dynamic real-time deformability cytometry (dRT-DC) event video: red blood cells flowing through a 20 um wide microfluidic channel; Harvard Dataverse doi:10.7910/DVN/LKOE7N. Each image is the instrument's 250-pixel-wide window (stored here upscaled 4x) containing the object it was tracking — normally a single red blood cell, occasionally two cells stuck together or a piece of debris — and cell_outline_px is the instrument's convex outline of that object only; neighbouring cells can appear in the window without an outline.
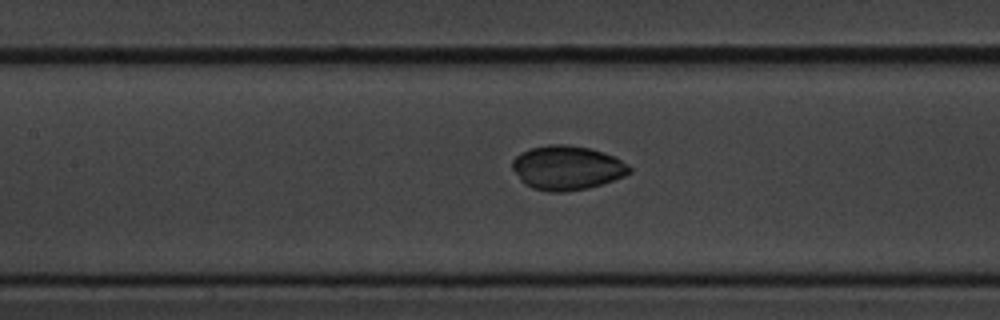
{"species": "common noctule bat (a hibernating species)", "species_latin": "Nyctalus noctula", "temperature_condition": "cold", "stored_images_in_passage": 48, "camera_frame_rate_fps": 3000, "um_per_image_px": 0.085, "animal": {"sex": "male", "body_mass_g": 20.1, "forearm_length_mm": 53.5}, "frame": {"image": 1, "passage_image": 18, "time_ms": 5.667, "image_size_px": [1000, 320], "cell_outline_px": [[632, 172], [624, 176], [588, 188], [564, 192], [548, 192], [532, 188], [524, 184], [512, 168], [512, 160], [520, 152], [532, 148], [548, 144], [568, 144], [592, 148], [616, 156], [628, 164], [632, 168]], "centroid_in_image_um": [48.21, 14.25], "position_along_channel_um": 159.2, "area_um2": 30.46}}
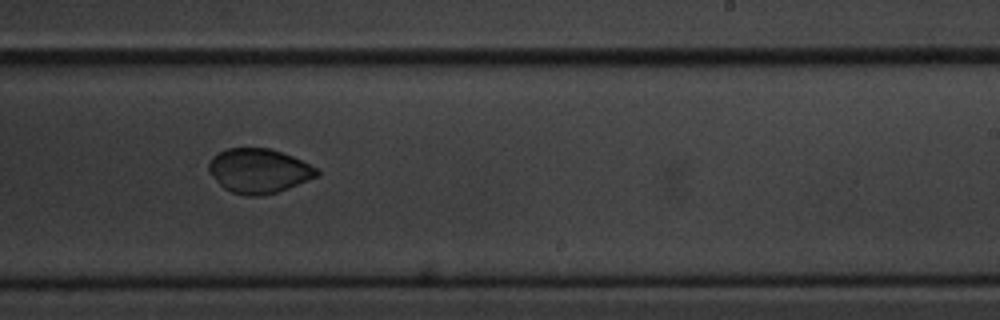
{"frame": {"image": 2, "passage_image": 27, "time_ms": 8.667, "image_size_px": [1000, 320], "cell_outline_px": [[320, 176], [276, 192], [260, 196], [248, 196], [232, 192], [224, 188], [220, 184], [208, 168], [208, 164], [212, 156], [228, 148], [268, 148], [292, 156], [320, 168]], "centroid_in_image_um": [22.05, 14.52], "position_along_channel_um": 267.0, "area_um2": 27.86}}
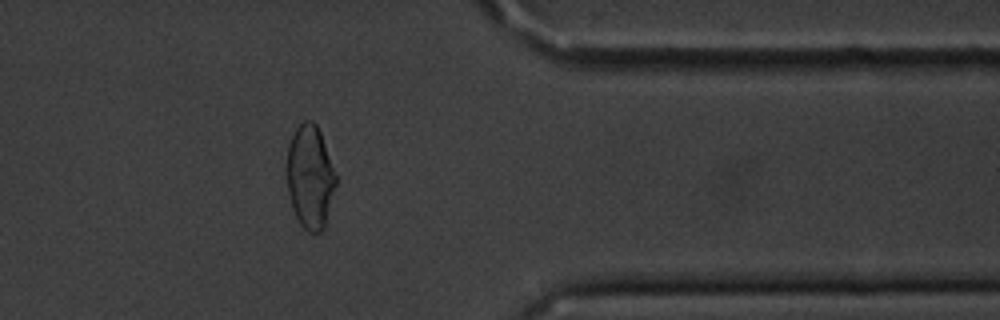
{"frame": {"image": 3, "passage_image": 38, "time_ms": 12.333, "image_size_px": [1000, 320], "cell_outline_px": [[336, 184], [324, 228], [320, 232], [308, 232], [300, 224], [292, 208], [288, 188], [288, 144], [296, 128], [304, 120], [312, 120], [316, 124], [320, 132], [336, 176]], "centroid_in_image_um": [26.36, 15.04], "position_along_channel_um": 385.0, "area_um2": 29.02}, "authors_computed_cell_mechanics": {"area_um2": 29.9982, "velocity_mm_per_s": 3.6069, "shape_relaxation_time_tau1_ms": 3.2408, "shape_relaxation_time_tau2_ms": 2.0068, "deformation_change_tau1": 0.0697, "deformation_change_tau2": 0.0391}}